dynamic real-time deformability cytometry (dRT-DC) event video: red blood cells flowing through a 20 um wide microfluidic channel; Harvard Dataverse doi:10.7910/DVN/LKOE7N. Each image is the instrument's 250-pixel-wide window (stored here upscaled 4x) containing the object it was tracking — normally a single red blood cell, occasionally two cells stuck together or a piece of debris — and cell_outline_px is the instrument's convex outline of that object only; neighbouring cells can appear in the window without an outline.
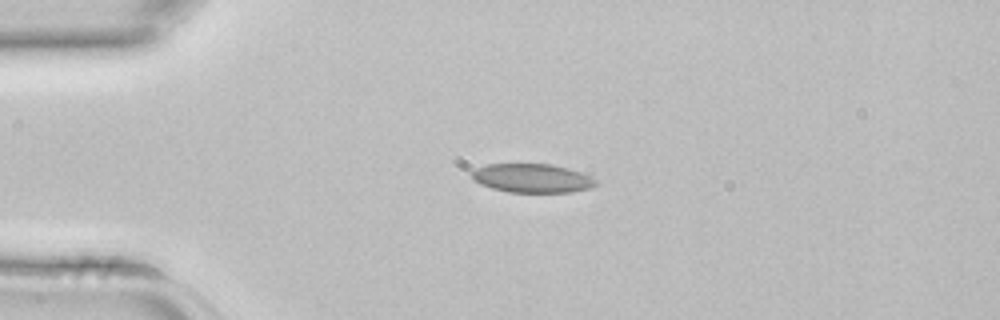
{"species": "common noctule bat (a hibernating species)", "species_latin": "Nyctalus noctula", "temperature_condition": "room temperature", "stored_images_in_passage": 3, "camera_frame_rate_fps": 3000, "um_per_image_px": 0.085, "animal": {"sex": "female", "body_mass_g": 22.7, "forearm_length_mm": 54.2}, "frame": {"image": 1, "passage_image": 1, "time_ms": 0.0, "image_size_px": [1000, 320], "cell_outline_px": [[600, 184], [592, 188], [572, 192], [508, 192], [492, 188], [480, 184], [472, 176], [472, 172], [476, 168], [488, 164], [552, 164], [568, 168], [580, 172], [596, 180]], "centroid_in_image_um": [45.28, 15.15], "position_along_channel_um": 39.7, "area_um2": 20.81}}